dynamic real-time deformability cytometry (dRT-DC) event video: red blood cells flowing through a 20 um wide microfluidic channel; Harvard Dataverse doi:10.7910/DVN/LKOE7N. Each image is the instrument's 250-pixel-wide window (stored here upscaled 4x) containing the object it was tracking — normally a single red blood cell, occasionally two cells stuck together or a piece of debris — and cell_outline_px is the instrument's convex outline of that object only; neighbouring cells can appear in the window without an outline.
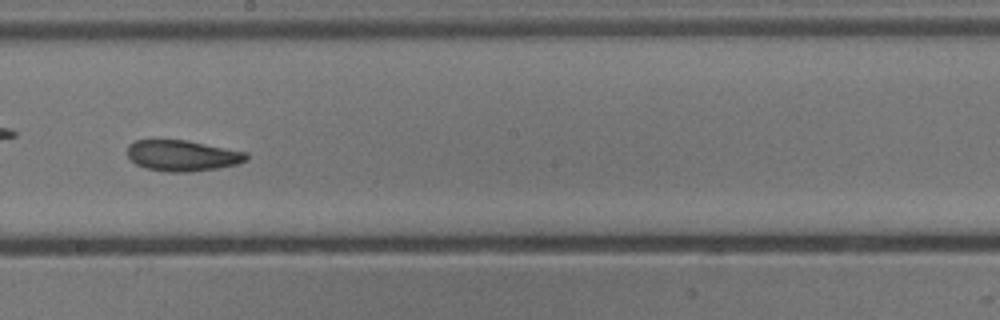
{"species": "common noctule bat (a hibernating species)", "species_latin": "Nyctalus noctula", "temperature_condition": "cold", "stored_images_in_passage": 54, "camera_frame_rate_fps": 3000, "um_per_image_px": 0.085, "animal": {"sex": "male", "body_mass_g": 13.3}, "frame": {"image": 1, "passage_image": 31, "time_ms": 10.0, "image_size_px": [1000, 320], "cell_outline_px": [[248, 160], [236, 164], [216, 168], [192, 172], [168, 172], [144, 168], [136, 164], [128, 156], [128, 144], [136, 140], [188, 140], [248, 152]], "centroid_in_image_um": [15.52, 13.22], "position_along_channel_um": 232.7, "area_um2": 21.56}, "authors_computed_cell_mechanics": {"area_um2": 22.6287, "velocity_mm_per_s": 3.8942, "shape_relaxation_time_tau1_ms": null, "shape_relaxation_time_tau2_ms": 3.0264, "deformation_change_tau1": null, "deformation_change_tau2": 0.0985}}